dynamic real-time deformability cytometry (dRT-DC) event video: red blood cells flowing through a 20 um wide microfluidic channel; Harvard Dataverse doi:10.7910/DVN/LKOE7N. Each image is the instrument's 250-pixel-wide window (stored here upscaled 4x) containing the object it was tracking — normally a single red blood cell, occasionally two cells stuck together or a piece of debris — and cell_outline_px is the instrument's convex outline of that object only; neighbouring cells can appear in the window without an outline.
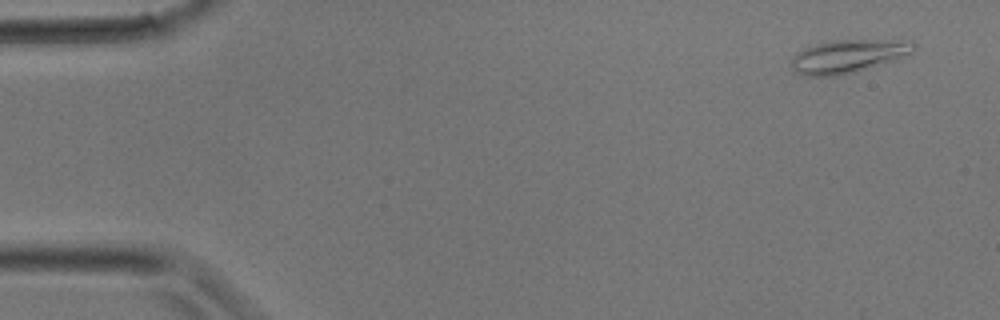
{"species": "common noctule bat (a hibernating species)", "species_latin": "Nyctalus noctula", "temperature_condition": "room temperature", "stored_images_in_passage": 31, "camera_frame_rate_fps": 3000, "um_per_image_px": 0.085, "animal": {"sex": "male", "body_mass_g": 17.9}, "frame": {"image": 1, "passage_image": 1, "time_ms": 0.0, "image_size_px": [1000, 320], "cell_outline_px": [[916, 48], [912, 52], [896, 60], [852, 72], [836, 76], [804, 76], [796, 72], [792, 68], [792, 56], [796, 52], [804, 48], [816, 44], [832, 40], [912, 40], [916, 44]], "centroid_in_image_um": [72.09, 4.77], "position_along_channel_um": 12.9, "area_um2": 23.7}}
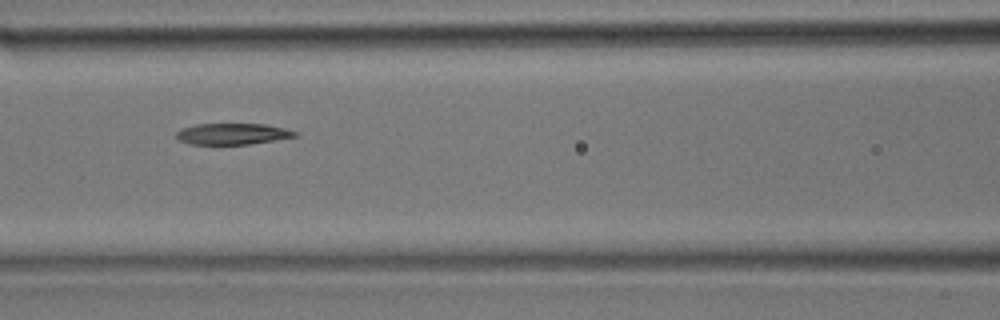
{"frame": {"image": 2, "passage_image": 13, "time_ms": 4.0, "image_size_px": [1000, 320], "cell_outline_px": [[300, 136], [248, 144], [188, 144], [180, 140], [176, 136], [176, 132], [180, 128], [196, 124], [264, 124], [284, 128], [296, 132]], "centroid_in_image_um": [19.74, 11.38], "position_along_channel_um": 146.9, "area_um2": 14.62}}
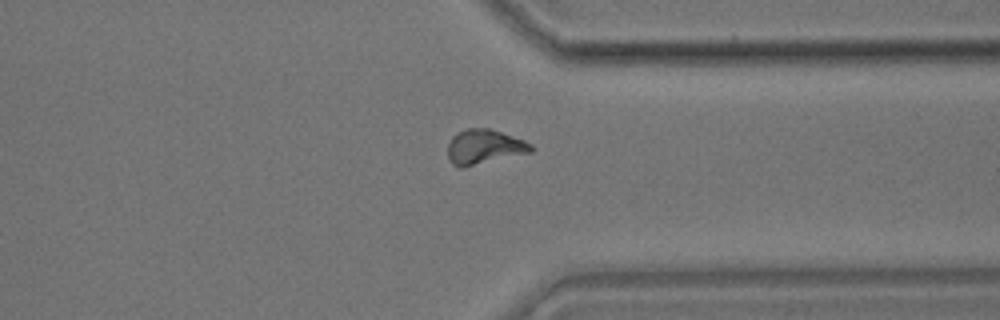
{"frame": {"image": 3, "passage_image": 24, "time_ms": 7.667, "image_size_px": [1000, 320], "cell_outline_px": [[536, 148], [532, 152], [464, 168], [460, 168], [452, 164], [448, 160], [448, 144], [452, 136], [468, 128], [488, 128], [524, 140], [532, 144]], "centroid_in_image_um": [41.17, 12.51], "position_along_channel_um": 370.2, "area_um2": 16.99}}